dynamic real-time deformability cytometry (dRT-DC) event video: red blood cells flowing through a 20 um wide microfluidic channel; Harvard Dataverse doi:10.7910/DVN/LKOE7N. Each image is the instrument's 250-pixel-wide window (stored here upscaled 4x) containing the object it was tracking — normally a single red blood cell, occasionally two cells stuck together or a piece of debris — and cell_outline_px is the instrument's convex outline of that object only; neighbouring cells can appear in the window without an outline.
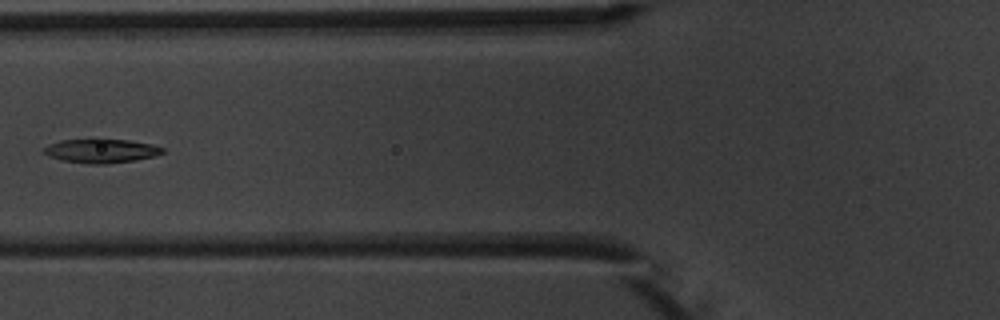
{"species": "common noctule bat (a hibernating species)", "species_latin": "Nyctalus noctula", "temperature_condition": "warm", "stored_images_in_passage": 7, "camera_frame_rate_fps": 3000, "um_per_image_px": 0.085, "animal": {"sex": "male", "body_mass_g": 20.1, "forearm_length_mm": 53.5}, "frame": {"image": 1, "passage_image": 6, "time_ms": 6.667, "image_size_px": [1000, 320], "cell_outline_px": [[164, 152], [156, 156], [108, 164], [88, 164], [64, 160], [48, 156], [40, 152], [48, 144], [60, 140], [96, 136], [128, 140], [152, 144], [164, 148]], "centroid_in_image_um": [8.55, 12.77], "position_along_channel_um": 117.3, "area_um2": 17.4}}
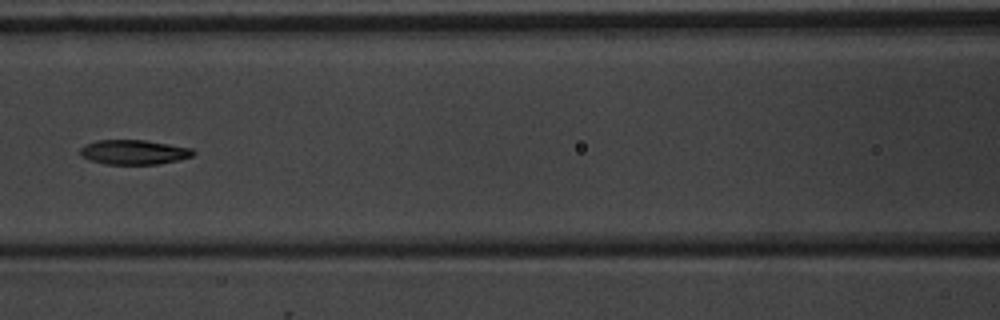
{"frame": {"image": 2, "passage_image": 7, "time_ms": 7.667, "image_size_px": [1000, 320], "cell_outline_px": [[196, 152], [192, 156], [176, 160], [156, 164], [104, 164], [88, 160], [80, 156], [80, 148], [84, 144], [96, 140], [144, 140], [192, 148]], "centroid_in_image_um": [11.32, 12.93], "position_along_channel_um": 155.3, "area_um2": 16.24}}